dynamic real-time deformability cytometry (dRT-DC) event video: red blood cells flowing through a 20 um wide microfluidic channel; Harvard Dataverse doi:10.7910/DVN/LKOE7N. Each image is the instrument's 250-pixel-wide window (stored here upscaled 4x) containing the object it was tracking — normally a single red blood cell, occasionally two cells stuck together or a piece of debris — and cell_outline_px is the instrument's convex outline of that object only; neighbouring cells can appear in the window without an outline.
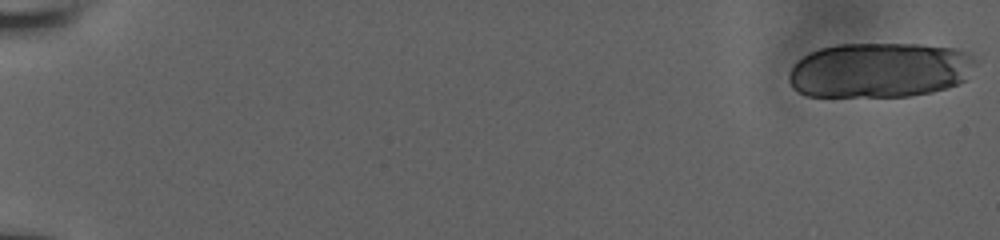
{"species": "human", "species_latin": "Homo sapiens", "temperature_condition": "room temperature", "stored_images_in_passage": 29, "camera_frame_rate_fps": 3000, "um_per_image_px": 0.085, "donor": {"sex": "male"}, "frame": {"image": 1, "passage_image": 1, "time_ms": 0.0, "image_size_px": [1000, 240], "cell_outline_px": [[976, 64], [964, 80], [956, 84], [932, 92], [908, 96], [808, 96], [796, 92], [792, 88], [788, 80], [788, 72], [792, 64], [804, 56], [820, 48], [836, 44], [920, 44], [956, 48], [968, 52]], "centroid_in_image_um": [74.72, 5.95], "position_along_channel_um": 10.3, "area_um2": 60.23}}